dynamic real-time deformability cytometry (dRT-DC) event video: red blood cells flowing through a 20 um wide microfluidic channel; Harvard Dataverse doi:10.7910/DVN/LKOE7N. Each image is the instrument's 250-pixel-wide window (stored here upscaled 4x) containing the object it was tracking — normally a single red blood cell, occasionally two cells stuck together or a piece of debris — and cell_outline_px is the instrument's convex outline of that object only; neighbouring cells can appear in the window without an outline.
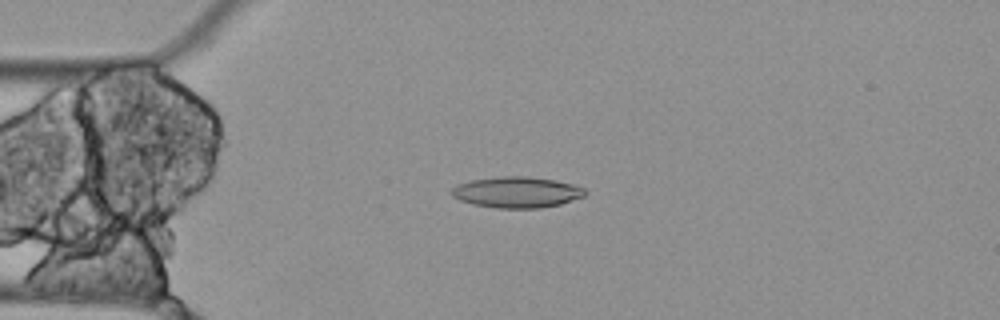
{"species": "Egyptian fruit bat (a non-hibernating species)", "species_latin": "Rousettus aegyptiacus", "temperature_condition": "cold", "stored_images_in_passage": 5, "camera_frame_rate_fps": 3000, "um_per_image_px": 0.085, "animal": {"sex": "female"}, "frame": {"image": 1, "passage_image": 4, "time_ms": 1.0, "image_size_px": [1000, 320], "cell_outline_px": [[588, 192], [584, 196], [560, 204], [540, 208], [496, 208], [472, 204], [460, 200], [452, 196], [452, 188], [456, 184], [468, 180], [500, 176], [528, 176], [556, 180], [576, 184], [584, 188]], "centroid_in_image_um": [43.93, 16.33], "position_along_channel_um": 41.1, "area_um2": 24.39}}